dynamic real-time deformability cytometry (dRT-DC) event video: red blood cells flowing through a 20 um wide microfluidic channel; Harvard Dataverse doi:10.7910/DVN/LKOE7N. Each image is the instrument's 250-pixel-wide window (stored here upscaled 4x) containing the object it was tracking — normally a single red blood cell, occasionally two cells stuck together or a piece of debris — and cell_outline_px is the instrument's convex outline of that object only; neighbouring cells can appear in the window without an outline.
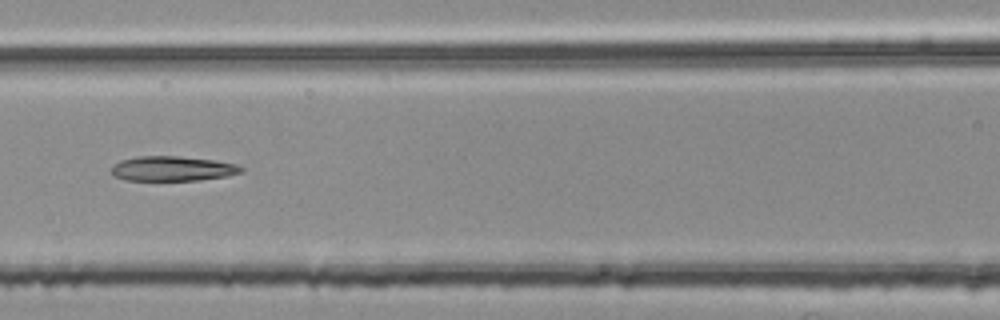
{"species": "common noctule bat (a hibernating species)", "species_latin": "Nyctalus noctula", "temperature_condition": "room temperature", "stored_images_in_passage": 6, "camera_frame_rate_fps": 3000, "um_per_image_px": 0.085, "animal": {"sex": "female", "body_mass_g": 25.1}, "frame": {"image": 1, "passage_image": 6, "time_ms": 1.667, "image_size_px": [1000, 320], "cell_outline_px": [[244, 168], [240, 172], [228, 176], [200, 180], [124, 180], [112, 176], [112, 168], [120, 160], [136, 156], [176, 156], [216, 160], [236, 164]], "centroid_in_image_um": [14.65, 14.33], "position_along_channel_um": 151.9, "area_um2": 18.79}}